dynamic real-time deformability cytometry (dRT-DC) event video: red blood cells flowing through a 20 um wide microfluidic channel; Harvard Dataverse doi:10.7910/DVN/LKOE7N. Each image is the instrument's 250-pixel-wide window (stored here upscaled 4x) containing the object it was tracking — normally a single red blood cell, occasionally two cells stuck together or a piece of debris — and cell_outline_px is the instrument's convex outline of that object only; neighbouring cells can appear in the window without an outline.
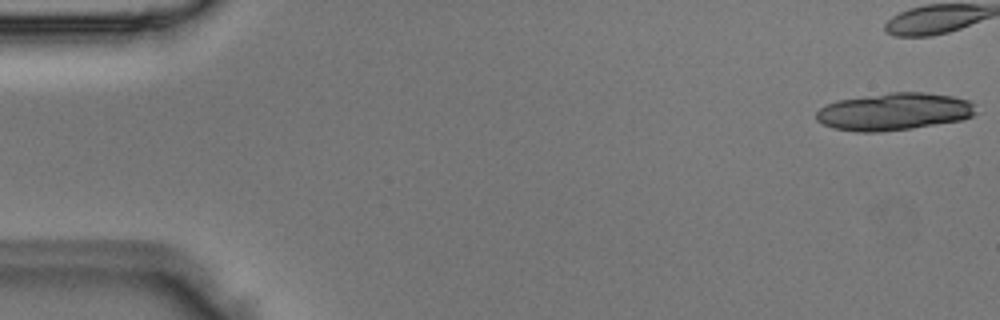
{"species": "Egyptian fruit bat (a non-hibernating species)", "species_latin": "Rousettus aegyptiacus", "temperature_condition": "room temperature", "stored_images_in_passage": 2, "camera_frame_rate_fps": 3000, "um_per_image_px": 0.085, "animal": {"sex": "male"}, "frame": {"image": 1, "passage_image": 2, "time_ms": 0.333, "image_size_px": [1000, 320], "cell_outline_px": [[976, 112], [972, 116], [960, 120], [912, 128], [876, 132], [856, 132], [832, 128], [816, 120], [816, 112], [820, 108], [836, 100], [888, 92], [924, 92], [952, 96], [968, 100], [976, 104]], "centroid_in_image_um": [75.99, 9.48], "position_along_channel_um": 9.0, "area_um2": 34.85}}